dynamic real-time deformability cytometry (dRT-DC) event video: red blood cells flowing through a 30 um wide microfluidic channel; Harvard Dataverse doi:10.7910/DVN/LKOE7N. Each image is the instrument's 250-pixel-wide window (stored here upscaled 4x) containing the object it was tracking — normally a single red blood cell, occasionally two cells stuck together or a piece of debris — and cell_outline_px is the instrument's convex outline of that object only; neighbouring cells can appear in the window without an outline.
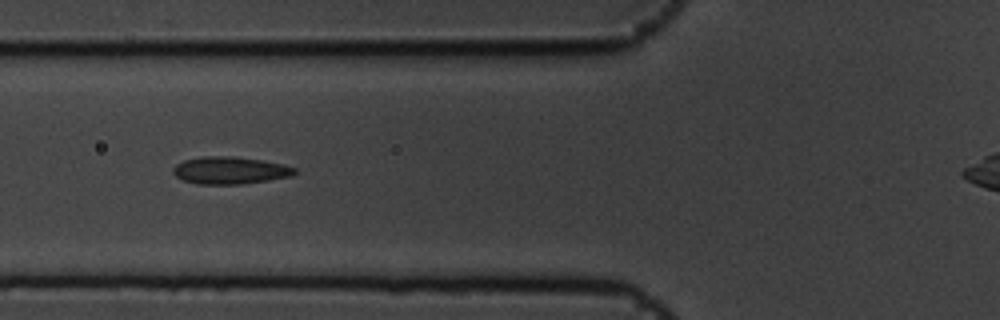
{"species": "common noctule bat (a hibernating species)", "species_latin": "Nyctalus noctula", "temperature_condition": "cold", "stored_images_in_passage": 7, "camera_frame_rate_fps": 3000, "um_per_image_px": 0.085, "animal": {"sex": "male", "body_mass_g": 19.5, "forearm_length_mm": 54.6}, "frame": {"image": 1, "passage_image": 6, "time_ms": 1.667, "image_size_px": [1000, 320], "cell_outline_px": [[296, 172], [292, 176], [244, 184], [196, 184], [184, 180], [176, 176], [172, 172], [172, 168], [176, 164], [184, 160], [204, 156], [232, 156], [264, 160], [284, 164], [296, 168]], "centroid_in_image_um": [19.56, 14.48], "position_along_channel_um": 106.2, "area_um2": 19.48}}
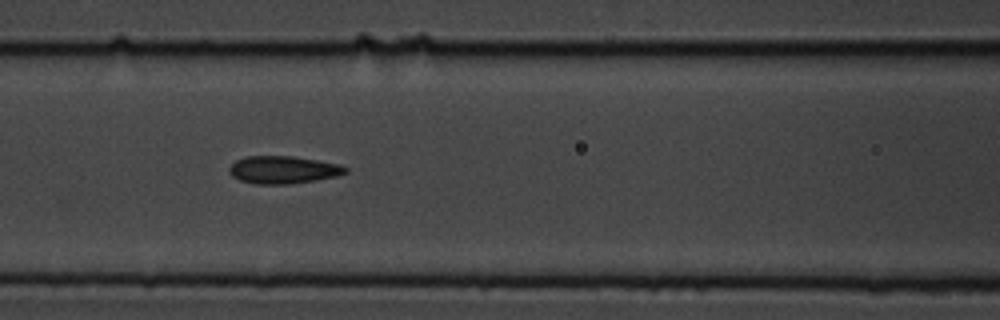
{"frame": {"image": 2, "passage_image": 7, "time_ms": 2.0, "image_size_px": [1000, 320], "cell_outline_px": [[348, 172], [336, 176], [316, 180], [292, 184], [256, 184], [240, 180], [232, 176], [228, 172], [228, 168], [236, 160], [244, 156], [292, 156], [340, 164], [348, 168]], "centroid_in_image_um": [24.06, 14.43], "position_along_channel_um": 142.5, "area_um2": 18.79}}